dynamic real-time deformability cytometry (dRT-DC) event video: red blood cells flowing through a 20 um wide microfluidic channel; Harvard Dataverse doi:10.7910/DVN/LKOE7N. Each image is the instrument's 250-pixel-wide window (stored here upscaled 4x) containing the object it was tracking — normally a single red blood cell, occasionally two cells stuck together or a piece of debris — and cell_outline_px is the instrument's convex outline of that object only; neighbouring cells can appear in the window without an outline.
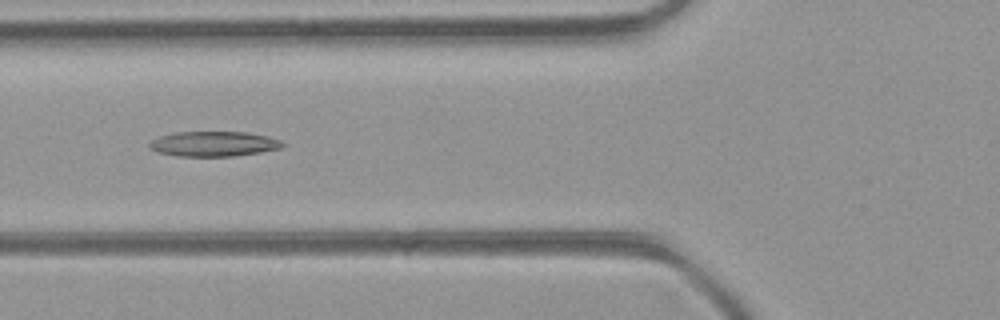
{"species": "common noctule bat (a hibernating species)", "species_latin": "Nyctalus noctula", "temperature_condition": "room temperature", "stored_images_in_passage": 4, "camera_frame_rate_fps": 3000, "um_per_image_px": 0.085, "animal": {"sex": "female", "body_mass_g": 21.9}, "frame": {"image": 1, "passage_image": 4, "time_ms": 1.0, "image_size_px": [1000, 320], "cell_outline_px": [[284, 144], [280, 148], [260, 152], [232, 156], [176, 156], [156, 152], [148, 148], [148, 144], [152, 140], [160, 136], [172, 132], [248, 132], [268, 136], [280, 140]], "centroid_in_image_um": [18.11, 12.22], "position_along_channel_um": 107.7, "area_um2": 19.48}}